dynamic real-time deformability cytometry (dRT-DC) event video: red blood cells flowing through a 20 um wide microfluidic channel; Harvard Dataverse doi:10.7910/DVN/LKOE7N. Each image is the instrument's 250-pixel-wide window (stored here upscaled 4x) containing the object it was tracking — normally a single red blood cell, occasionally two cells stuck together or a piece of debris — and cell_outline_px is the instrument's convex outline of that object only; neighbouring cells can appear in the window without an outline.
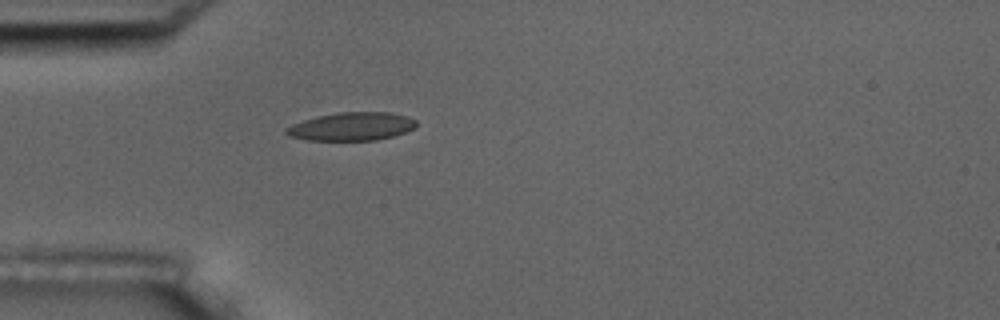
{"species": "common noctule bat (a hibernating species)", "species_latin": "Nyctalus noctula", "temperature_condition": "room temperature", "stored_images_in_passage": 1, "camera_frame_rate_fps": 3000, "um_per_image_px": 0.085, "animal": {"sex": "male", "body_mass_g": 17.5, "forearm_length_mm": 52.3}, "frame": {"image": 1, "passage_image": 1, "time_ms": 0.0, "image_size_px": [1000, 320], "cell_outline_px": [[416, 128], [392, 136], [376, 140], [308, 140], [288, 136], [284, 132], [284, 128], [292, 124], [304, 120], [320, 116], [340, 112], [392, 112], [408, 116], [416, 120]], "centroid_in_image_um": [29.9, 10.75], "position_along_channel_um": 55.1, "area_um2": 21.39}}